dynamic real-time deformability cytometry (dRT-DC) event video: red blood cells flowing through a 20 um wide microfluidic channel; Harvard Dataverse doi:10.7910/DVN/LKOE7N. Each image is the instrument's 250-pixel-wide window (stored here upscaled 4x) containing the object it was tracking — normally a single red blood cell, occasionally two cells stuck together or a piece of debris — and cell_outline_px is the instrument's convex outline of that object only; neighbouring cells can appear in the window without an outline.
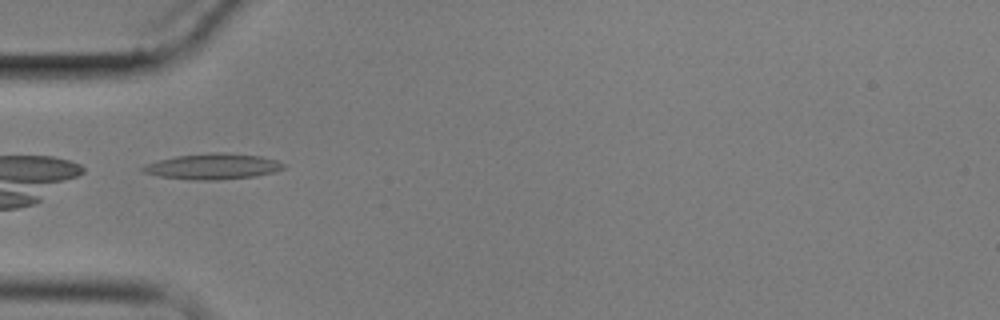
{"species": "common noctule bat (a hibernating species)", "species_latin": "Nyctalus noctula", "temperature_condition": "cold", "stored_images_in_passage": 7, "camera_frame_rate_fps": 3000, "um_per_image_px": 0.085, "animal": {"sex": "male", "body_mass_g": 17.9}, "frame": {"image": 1, "passage_image": 5, "time_ms": 4.333, "image_size_px": [1000, 320], "cell_outline_px": [[284, 168], [276, 172], [256, 176], [220, 180], [196, 180], [160, 176], [144, 172], [140, 168], [148, 164], [160, 160], [176, 156], [208, 152], [224, 152], [260, 156], [276, 160], [284, 164]], "centroid_in_image_um": [18.14, 14.14], "position_along_channel_um": 66.9, "area_um2": 21.04}}
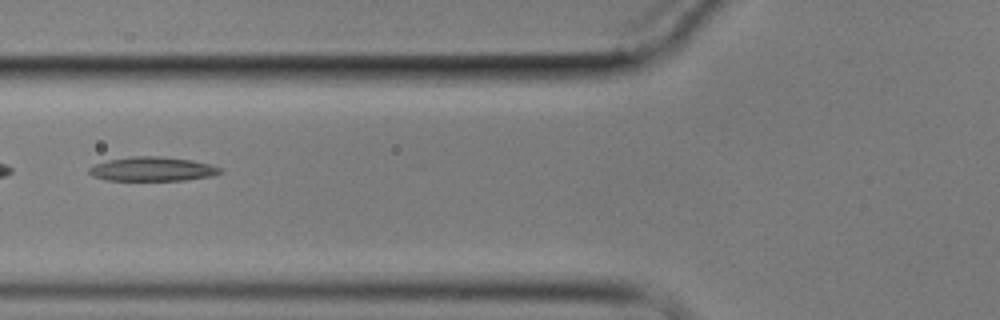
{"frame": {"image": 2, "passage_image": 6, "time_ms": 5.667, "image_size_px": [1000, 320], "cell_outline_px": [[224, 172], [212, 176], [184, 180], [108, 180], [92, 176], [88, 172], [88, 168], [96, 164], [108, 160], [132, 156], [156, 156], [192, 160], [212, 164], [224, 168]], "centroid_in_image_um": [13.01, 14.37], "position_along_channel_um": 112.8, "area_um2": 18.55}}
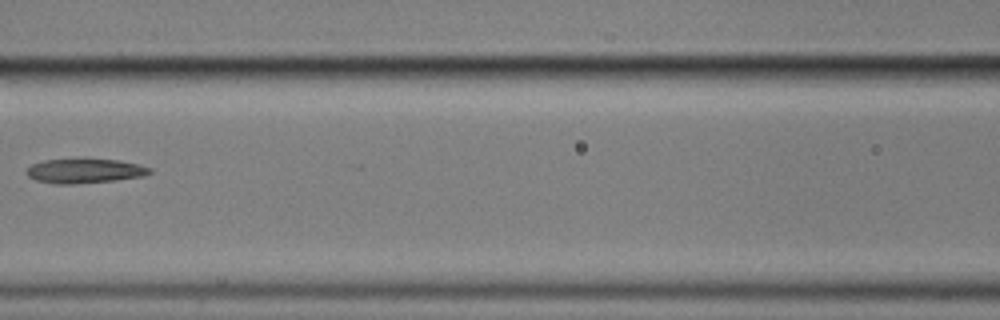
{"frame": {"image": 3, "passage_image": 7, "time_ms": 7.0, "image_size_px": [1000, 320], "cell_outline_px": [[152, 172], [144, 176], [116, 180], [72, 184], [56, 184], [36, 180], [28, 176], [24, 172], [32, 164], [44, 160], [80, 156], [84, 156], [116, 160], [136, 164], [152, 168]], "centroid_in_image_um": [7.17, 14.48], "position_along_channel_um": 159.4, "area_um2": 18.32}}